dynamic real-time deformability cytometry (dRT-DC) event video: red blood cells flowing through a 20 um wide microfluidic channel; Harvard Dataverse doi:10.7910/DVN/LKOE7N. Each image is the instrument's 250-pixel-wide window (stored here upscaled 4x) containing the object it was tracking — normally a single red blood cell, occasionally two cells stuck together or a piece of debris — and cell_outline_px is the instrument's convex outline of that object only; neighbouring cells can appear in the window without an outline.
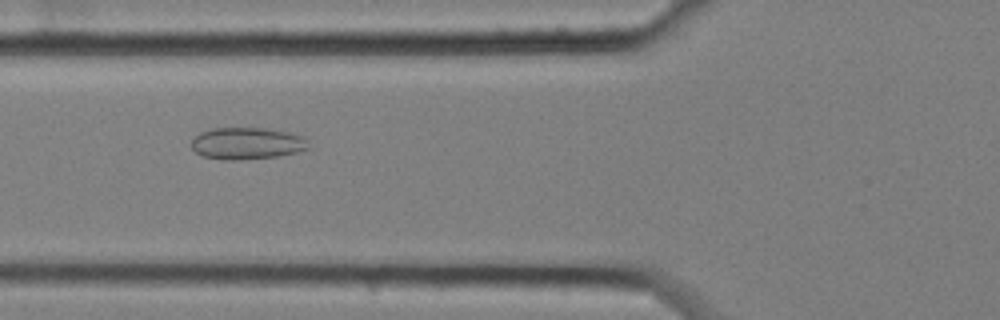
{"species": "common noctule bat (a hibernating species)", "species_latin": "Nyctalus noctula", "temperature_condition": "cold", "stored_images_in_passage": 5, "camera_frame_rate_fps": 3000, "um_per_image_px": 0.085, "animal": {"sex": "female", "body_mass_g": 25.1}, "frame": {"image": 1, "passage_image": 3, "time_ms": 0.667, "image_size_px": [1000, 320], "cell_outline_px": [[312, 148], [296, 152], [276, 156], [240, 160], [220, 160], [200, 156], [188, 144], [200, 132], [212, 128], [264, 128], [288, 132], [304, 136], [308, 140]], "centroid_in_image_um": [20.98, 12.19], "position_along_channel_um": 104.8, "area_um2": 22.14}}
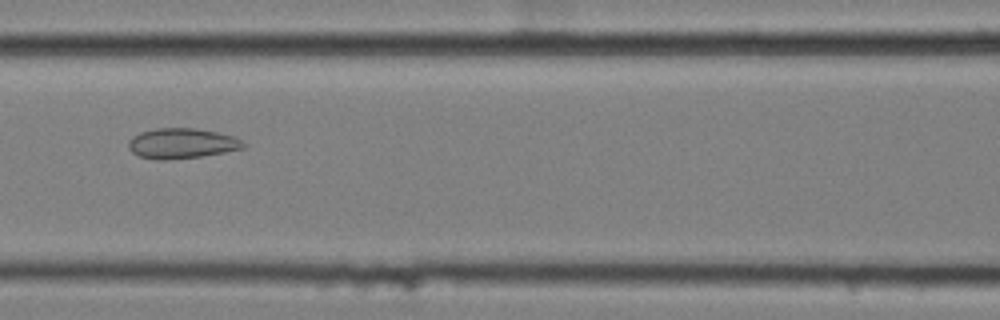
{"frame": {"image": 2, "passage_image": 4, "time_ms": 1.0, "image_size_px": [1000, 320], "cell_outline_px": [[248, 144], [244, 148], [224, 152], [200, 156], [168, 160], [156, 160], [140, 156], [132, 152], [128, 148], [128, 140], [132, 136], [140, 132], [156, 128], [196, 128], [236, 136], [244, 140]], "centroid_in_image_um": [15.47, 12.18], "position_along_channel_um": 151.1, "area_um2": 20.52}}
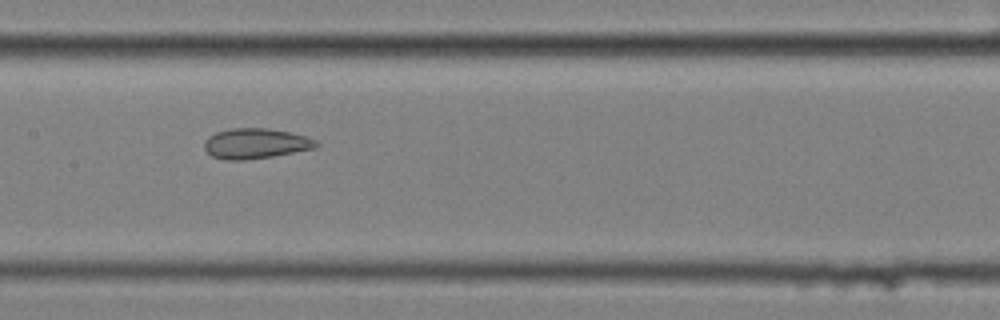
{"frame": {"image": 3, "passage_image": 5, "time_ms": 1.333, "image_size_px": [1000, 320], "cell_outline_px": [[320, 144], [316, 148], [272, 156], [244, 160], [224, 160], [212, 156], [204, 148], [204, 140], [208, 136], [216, 132], [228, 128], [268, 128], [308, 136], [316, 140]], "centroid_in_image_um": [21.72, 12.19], "position_along_channel_um": 185.7, "area_um2": 19.88}}